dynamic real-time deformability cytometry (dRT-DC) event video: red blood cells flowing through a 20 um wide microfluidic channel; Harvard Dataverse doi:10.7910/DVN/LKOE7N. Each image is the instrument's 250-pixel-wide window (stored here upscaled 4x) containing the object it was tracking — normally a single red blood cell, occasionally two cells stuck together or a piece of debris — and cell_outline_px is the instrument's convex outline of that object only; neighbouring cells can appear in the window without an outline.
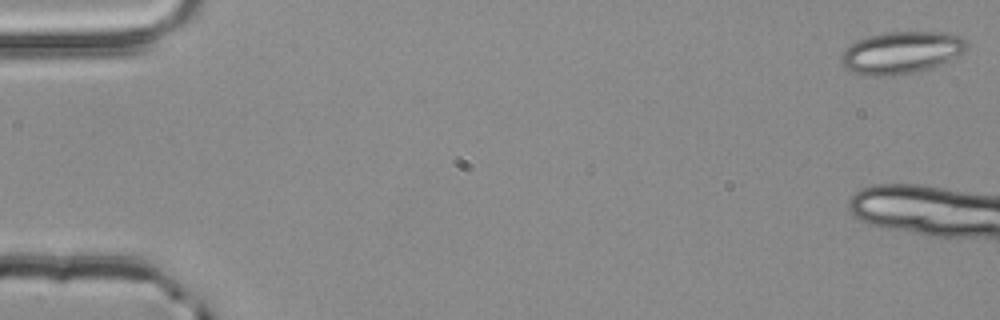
{"species": "common noctule bat (a hibernating species)", "species_latin": "Nyctalus noctula", "temperature_condition": "room temperature", "stored_images_in_passage": 12, "segment_of_instrument_passage": [2, 2], "camera_frame_rate_fps": 3000, "um_per_image_px": 0.085, "animal": {"sex": "male", "body_mass_g": 20.4}, "frame": {"image": 1, "passage_image": 12, "time_ms": 3.667, "image_size_px": [1000, 320], "cell_outline_px": [[968, 48], [964, 52], [932, 68], [900, 76], [864, 76], [852, 72], [844, 68], [840, 60], [840, 56], [844, 48], [868, 36], [884, 32], [952, 32], [964, 36], [968, 40]], "centroid_in_image_um": [76.64, 4.48], "position_along_channel_um": 8.4, "area_um2": 31.56}}